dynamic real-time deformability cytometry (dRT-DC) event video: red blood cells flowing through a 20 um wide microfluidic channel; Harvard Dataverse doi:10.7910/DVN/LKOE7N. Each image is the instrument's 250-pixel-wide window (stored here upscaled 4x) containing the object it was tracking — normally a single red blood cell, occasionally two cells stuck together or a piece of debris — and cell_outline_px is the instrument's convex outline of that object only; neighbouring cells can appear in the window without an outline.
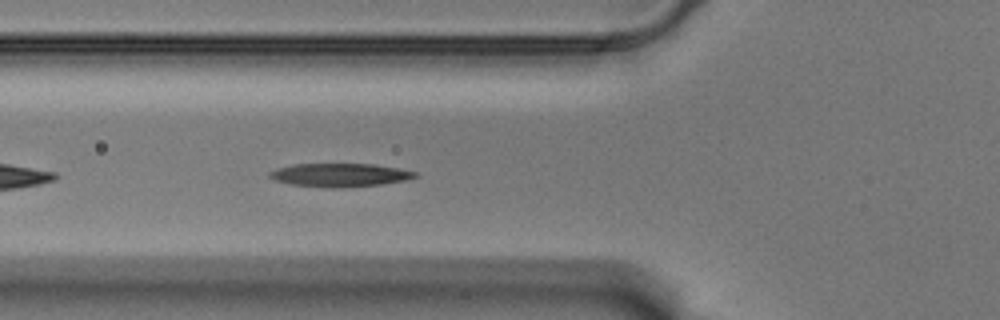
{"species": "Egyptian fruit bat (a non-hibernating species)", "species_latin": "Rousettus aegyptiacus", "temperature_condition": "warm", "stored_images_in_passage": 20, "camera_frame_rate_fps": 3000, "um_per_image_px": 0.085, "animal": {"sex": "male"}, "frame": {"image": 1, "passage_image": 6, "time_ms": 1.667, "image_size_px": [1000, 320], "cell_outline_px": [[420, 176], [404, 180], [380, 184], [336, 188], [332, 188], [292, 184], [276, 180], [268, 176], [268, 172], [276, 168], [292, 164], [372, 164], [396, 168], [416, 172]], "centroid_in_image_um": [28.85, 14.87], "position_along_channel_um": 96.9, "area_um2": 19.59}}
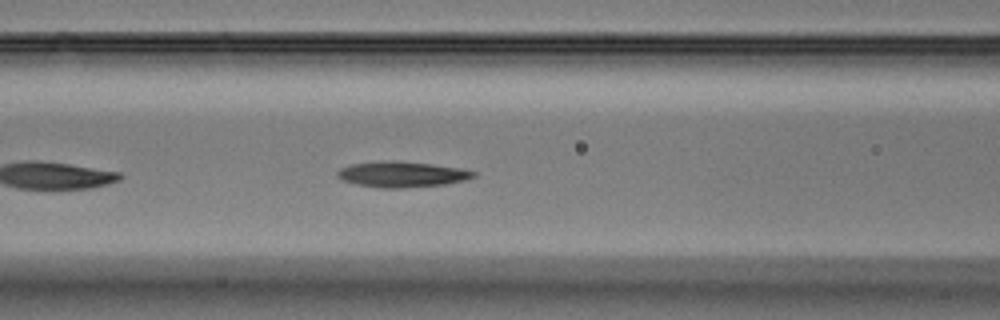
{"frame": {"image": 2, "passage_image": 9, "time_ms": 2.667, "image_size_px": [1000, 320], "cell_outline_px": [[476, 176], [464, 180], [444, 184], [404, 188], [380, 188], [356, 184], [344, 180], [336, 176], [336, 172], [340, 168], [348, 164], [384, 160], [396, 160], [432, 164], [464, 168], [476, 172]], "centroid_in_image_um": [34.14, 14.8], "position_along_channel_um": 132.5, "area_um2": 20.63}}
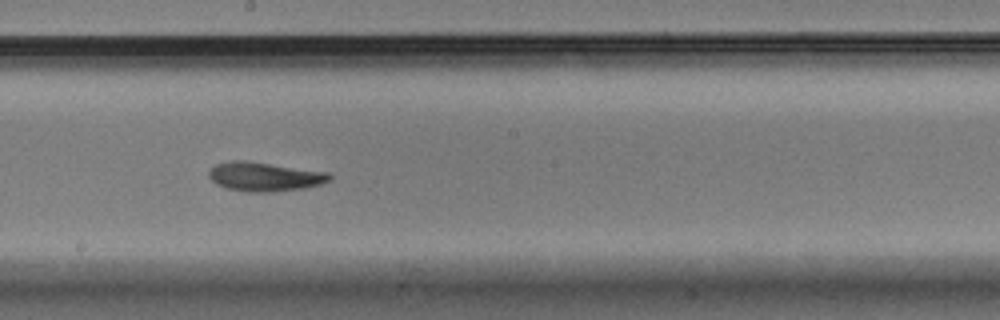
{"frame": {"image": 3, "passage_image": 17, "time_ms": 5.333, "image_size_px": [1000, 320], "cell_outline_px": [[332, 180], [320, 184], [304, 188], [276, 192], [248, 192], [228, 188], [216, 184], [208, 176], [208, 172], [216, 164], [232, 160], [248, 160], [328, 172], [332, 176]], "centroid_in_image_um": [22.51, 15.01], "position_along_channel_um": 225.7, "area_um2": 20.63}}